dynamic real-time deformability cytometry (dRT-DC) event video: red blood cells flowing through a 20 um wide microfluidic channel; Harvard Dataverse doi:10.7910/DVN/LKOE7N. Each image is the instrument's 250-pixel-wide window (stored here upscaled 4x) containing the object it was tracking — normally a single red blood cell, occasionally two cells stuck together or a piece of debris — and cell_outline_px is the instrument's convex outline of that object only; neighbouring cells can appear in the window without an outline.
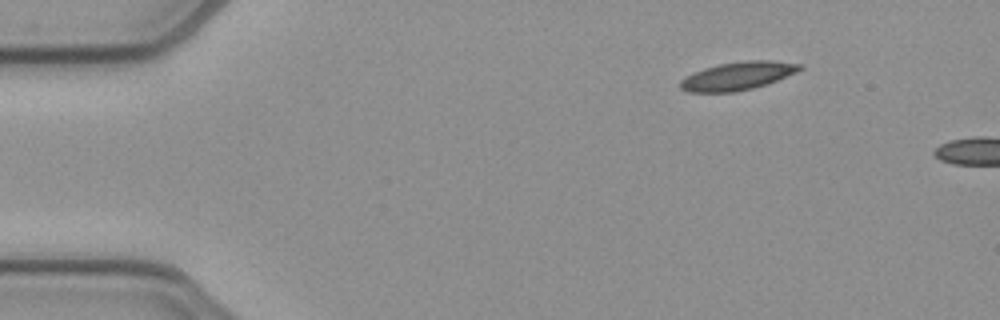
{"species": "common noctule bat (a hibernating species)", "species_latin": "Nyctalus noctula", "temperature_condition": "cold", "stored_images_in_passage": 4, "camera_frame_rate_fps": 3000, "um_per_image_px": 0.085, "animal": {"sex": "female", "body_mass_g": 21.9}, "frame": {"image": 1, "passage_image": 1, "time_ms": 0.0, "image_size_px": [1000, 320], "cell_outline_px": [[804, 68], [796, 72], [768, 84], [736, 92], [688, 92], [680, 88], [680, 80], [684, 76], [692, 72], [704, 68], [720, 64], [744, 60], [772, 60], [804, 64]], "centroid_in_image_um": [62.71, 6.45], "position_along_channel_um": 22.3, "area_um2": 19.83}}